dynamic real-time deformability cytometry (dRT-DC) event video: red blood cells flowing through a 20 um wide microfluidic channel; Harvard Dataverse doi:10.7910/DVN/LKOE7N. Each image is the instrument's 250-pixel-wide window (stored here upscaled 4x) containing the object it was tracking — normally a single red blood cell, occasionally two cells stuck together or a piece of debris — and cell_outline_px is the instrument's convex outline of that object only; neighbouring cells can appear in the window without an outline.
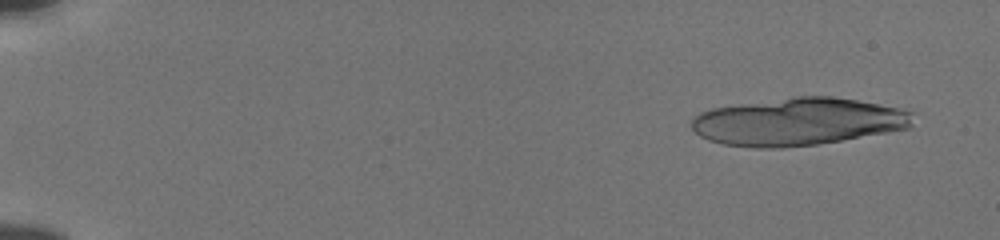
{"species": "human", "species_latin": "Homo sapiens", "temperature_condition": "cold", "stored_images_in_passage": 22, "camera_frame_rate_fps": 3000, "um_per_image_px": 0.085, "donor": {"sex": "male"}, "frame": {"image": 1, "passage_image": 4, "time_ms": 1.0, "image_size_px": [1000, 240], "cell_outline_px": [[912, 124], [908, 128], [888, 132], [816, 144], [780, 148], [752, 148], [724, 144], [708, 140], [700, 136], [692, 128], [692, 120], [700, 112], [712, 108], [796, 96], [832, 96], [856, 100], [896, 108], [912, 112]], "centroid_in_image_um": [67.79, 10.35], "position_along_channel_um": 17.2, "area_um2": 60.81}}